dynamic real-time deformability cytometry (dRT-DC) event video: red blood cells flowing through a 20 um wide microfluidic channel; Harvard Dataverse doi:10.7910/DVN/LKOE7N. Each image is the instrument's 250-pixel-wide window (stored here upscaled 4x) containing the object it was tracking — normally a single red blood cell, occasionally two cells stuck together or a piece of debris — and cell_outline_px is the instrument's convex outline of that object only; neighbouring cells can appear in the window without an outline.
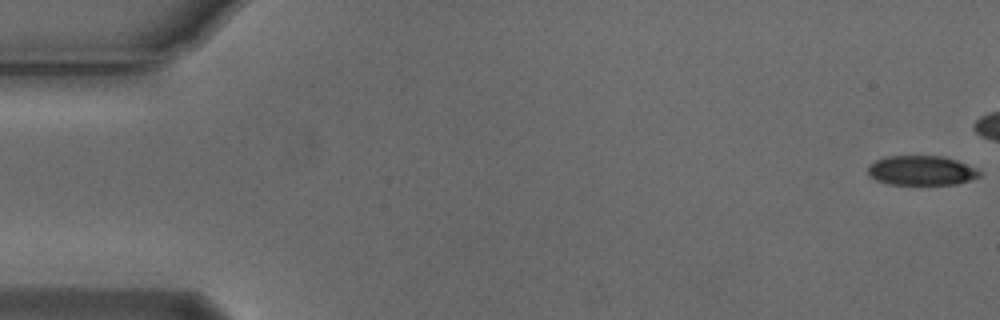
{"species": "Egyptian fruit bat (a non-hibernating species)", "species_latin": "Rousettus aegyptiacus", "temperature_condition": "cold", "stored_images_in_passage": 7, "camera_frame_rate_fps": 3000, "um_per_image_px": 0.085, "animal": {"sex": "male"}, "frame": {"image": 1, "passage_image": 1, "time_ms": 0.0, "image_size_px": [1000, 320], "cell_outline_px": [[980, 176], [956, 184], [888, 184], [876, 180], [868, 172], [868, 168], [876, 160], [888, 156], [944, 156], [956, 160], [976, 168], [980, 172]], "centroid_in_image_um": [78.33, 14.49], "position_along_channel_um": 6.7, "area_um2": 18.96}}